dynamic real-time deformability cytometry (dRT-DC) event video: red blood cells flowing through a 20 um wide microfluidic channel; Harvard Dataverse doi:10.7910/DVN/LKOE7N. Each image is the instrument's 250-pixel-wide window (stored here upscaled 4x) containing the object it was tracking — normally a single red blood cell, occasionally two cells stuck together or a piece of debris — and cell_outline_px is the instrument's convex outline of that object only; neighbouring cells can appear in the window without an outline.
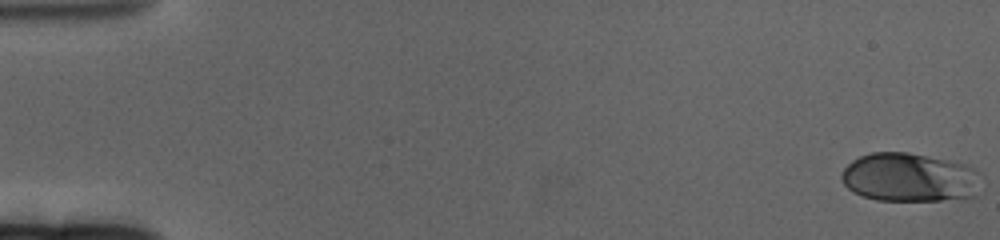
{"species": "human", "species_latin": "Homo sapiens", "temperature_condition": "cold", "stored_images_in_passage": 63, "camera_frame_rate_fps": 3000, "um_per_image_px": 0.085, "donor": {"sex": "female"}, "frame": {"image": 1, "passage_image": 1, "time_ms": 0.0, "image_size_px": [1000, 240], "cell_outline_px": [[980, 172], [976, 196], [964, 200], [876, 200], [852, 192], [840, 180], [840, 176], [844, 168], [852, 160], [860, 156], [872, 152], [908, 152], [964, 164], [976, 168]], "centroid_in_image_um": [77.32, 15.09], "position_along_channel_um": 7.7, "area_um2": 40.06}}
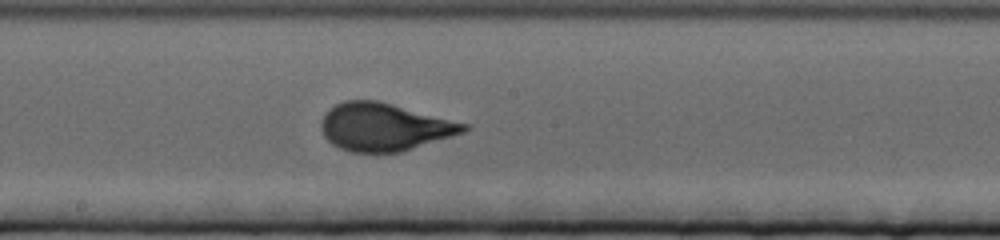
{"frame": {"image": 2, "passage_image": 35, "time_ms": 11.333, "image_size_px": [1000, 240], "cell_outline_px": [[468, 128], [464, 132], [400, 152], [348, 152], [332, 144], [324, 136], [320, 124], [324, 116], [336, 104], [344, 100], [376, 100], [392, 104], [468, 124]], "centroid_in_image_um": [32.64, 10.8], "position_along_channel_um": 215.6, "area_um2": 39.07}}
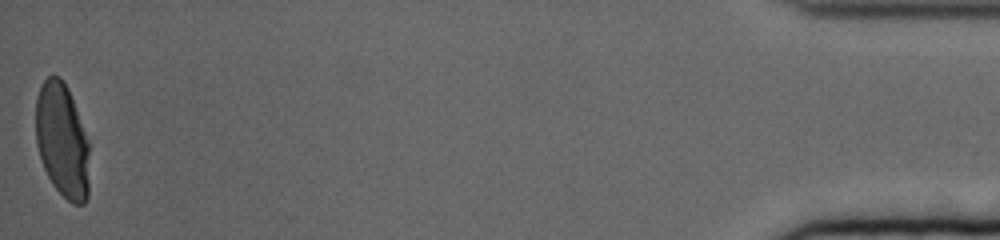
{"frame": {"image": 3, "passage_image": 63, "time_ms": 20.667, "image_size_px": [1000, 240], "cell_outline_px": [[88, 196], [84, 204], [72, 204], [52, 184], [44, 168], [36, 144], [36, 96], [44, 80], [48, 76], [60, 76], [68, 88], [84, 132], [88, 144]], "centroid_in_image_um": [5.27, 11.94], "position_along_channel_um": 429.9, "area_um2": 35.32}, "authors_computed_cell_mechanics": {"area_um2": 38.3214, "velocity_mm_per_s": 3.241, "shape_relaxation_time_tau1_ms": 5.1544, "shape_relaxation_time_tau2_ms": null, "deformation_change_tau1": 0.2003, "deformation_change_tau2": null}}